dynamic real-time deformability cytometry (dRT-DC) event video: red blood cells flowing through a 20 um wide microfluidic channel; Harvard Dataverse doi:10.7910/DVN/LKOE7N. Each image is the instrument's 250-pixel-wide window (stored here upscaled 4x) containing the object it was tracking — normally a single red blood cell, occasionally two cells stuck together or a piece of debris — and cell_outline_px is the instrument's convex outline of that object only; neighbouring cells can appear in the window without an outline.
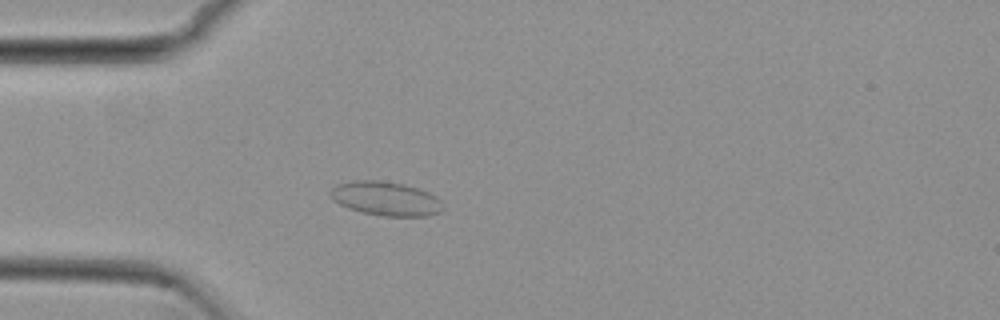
{"species": "common noctule bat (a hibernating species)", "species_latin": "Nyctalus noctula", "temperature_condition": "cold", "stored_images_in_passage": 49, "camera_frame_rate_fps": 3000, "um_per_image_px": 0.085, "animal": {"sex": "female", "body_mass_g": 29.2, "forearm_length_mm": 56.3}, "frame": {"image": 1, "passage_image": 10, "time_ms": 3.0, "image_size_px": [1000, 320], "cell_outline_px": [[444, 208], [440, 212], [428, 216], [384, 216], [364, 212], [348, 208], [332, 200], [328, 192], [336, 184], [352, 180], [376, 180], [404, 184], [428, 192], [436, 196], [444, 204]], "centroid_in_image_um": [32.78, 16.88], "position_along_channel_um": 52.2, "area_um2": 22.43}}
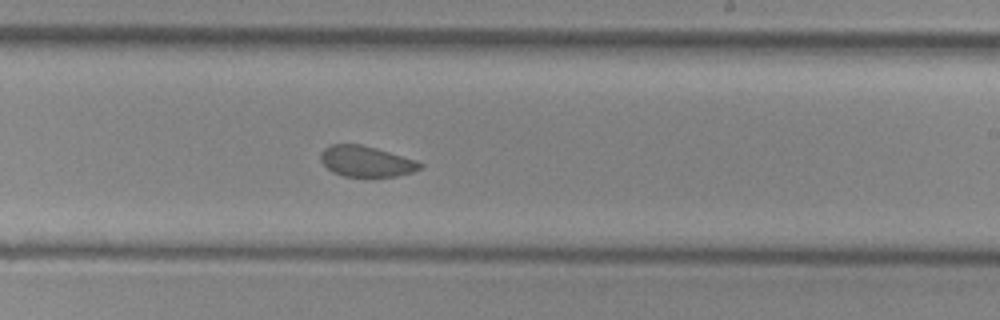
{"frame": {"image": 2, "passage_image": 27, "time_ms": 8.667, "image_size_px": [1000, 320], "cell_outline_px": [[424, 168], [412, 172], [396, 176], [344, 176], [332, 172], [320, 160], [320, 152], [328, 144], [360, 144], [376, 148], [416, 160], [424, 164]], "centroid_in_image_um": [31.12, 13.71], "position_along_channel_um": 257.9, "area_um2": 17.86}}
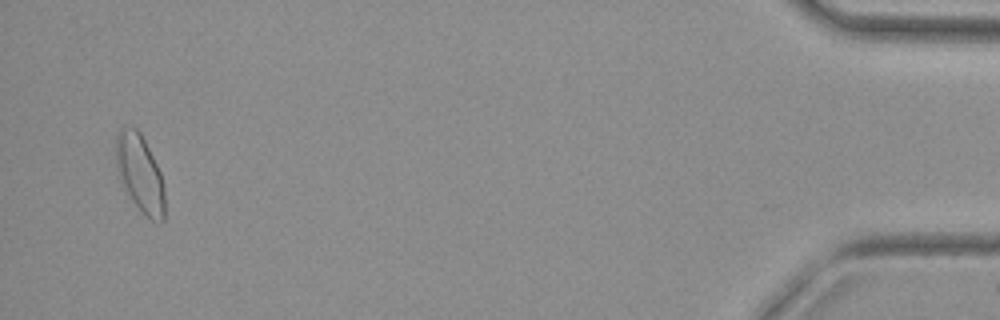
{"frame": {"image": 3, "passage_image": 47, "time_ms": 15.333, "image_size_px": [1000, 320], "cell_outline_px": [[164, 220], [160, 224], [144, 216], [120, 184], [116, 164], [116, 132], [120, 128], [136, 128], [140, 132], [160, 172], [164, 188]], "centroid_in_image_um": [11.88, 14.78], "position_along_channel_um": 423.3, "area_um2": 22.08}, "authors_computed_cell_mechanics": {"area_um2": 19.4786, "velocity_mm_per_s": 3.8017, "shape_relaxation_time_tau1_ms": null, "shape_relaxation_time_tau2_ms": 1.4875, "deformation_change_tau1": null, "deformation_change_tau2": 0.045}}